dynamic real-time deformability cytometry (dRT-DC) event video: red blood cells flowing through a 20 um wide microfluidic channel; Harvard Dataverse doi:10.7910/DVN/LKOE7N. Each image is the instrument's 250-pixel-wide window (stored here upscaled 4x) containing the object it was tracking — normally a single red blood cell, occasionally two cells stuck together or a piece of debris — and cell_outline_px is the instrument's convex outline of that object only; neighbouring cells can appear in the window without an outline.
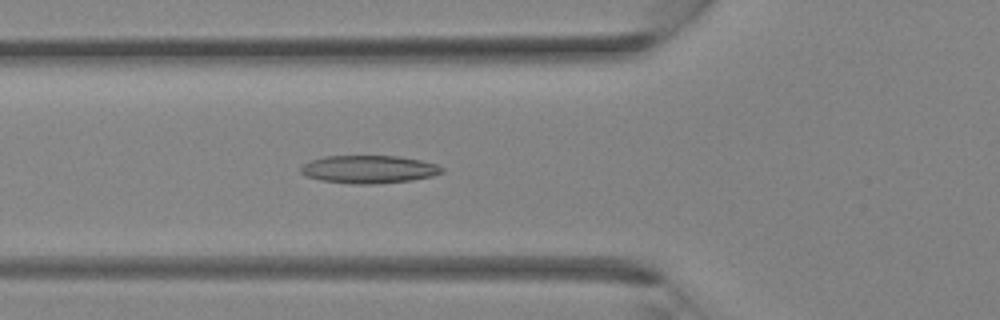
{"species": "Egyptian fruit bat (a non-hibernating species)", "species_latin": "Rousettus aegyptiacus", "temperature_condition": "room temperature", "stored_images_in_passage": 23, "camera_frame_rate_fps": 3000, "um_per_image_px": 0.085, "animal": {"sex": "female"}, "frame": {"image": 1, "passage_image": 4, "time_ms": 1.0, "image_size_px": [1000, 320], "cell_outline_px": [[444, 172], [432, 176], [412, 180], [376, 184], [352, 184], [320, 180], [304, 176], [300, 172], [300, 168], [304, 164], [312, 160], [324, 156], [400, 156], [420, 160], [436, 164], [444, 168]], "centroid_in_image_um": [31.35, 14.4], "position_along_channel_um": 94.5, "area_um2": 23.06}}
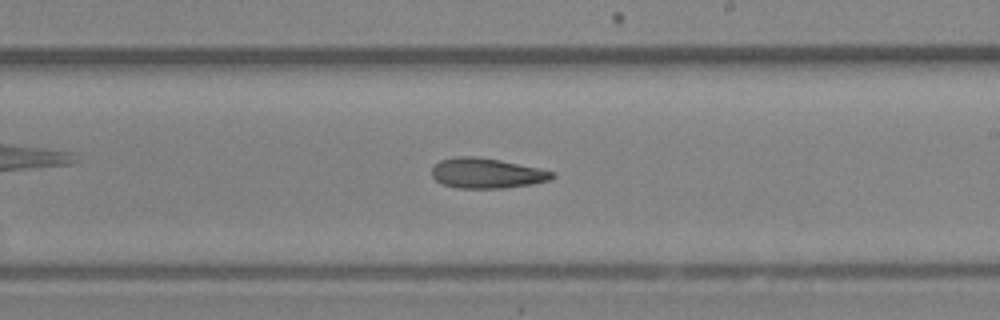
{"frame": {"image": 2, "passage_image": 12, "time_ms": 3.667, "image_size_px": [1000, 320], "cell_outline_px": [[556, 176], [548, 180], [532, 184], [504, 188], [456, 188], [444, 184], [436, 180], [432, 176], [432, 168], [440, 160], [456, 156], [476, 156], [500, 160], [540, 168], [556, 172]], "centroid_in_image_um": [41.39, 14.72], "position_along_channel_um": 247.6, "area_um2": 21.21}}
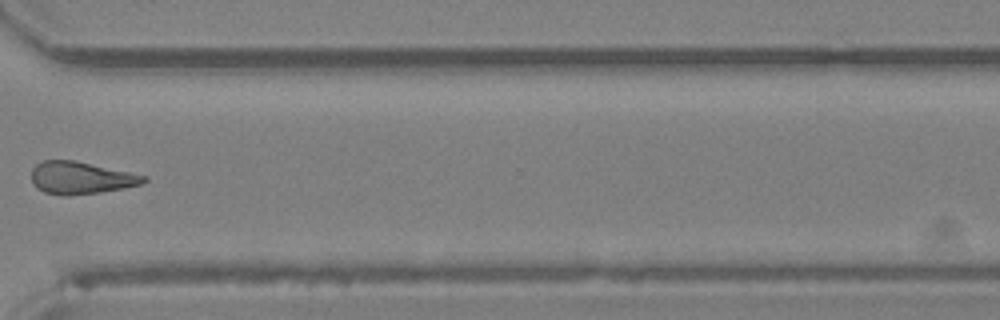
{"frame": {"image": 3, "passage_image": 18, "time_ms": 5.667, "image_size_px": [1000, 320], "cell_outline_px": [[148, 180], [144, 184], [124, 188], [100, 192], [68, 196], [60, 196], [44, 192], [36, 188], [32, 184], [32, 168], [36, 164], [44, 160], [76, 160], [148, 176]], "centroid_in_image_um": [6.88, 15.12], "position_along_channel_um": 363.7, "area_um2": 21.5}}